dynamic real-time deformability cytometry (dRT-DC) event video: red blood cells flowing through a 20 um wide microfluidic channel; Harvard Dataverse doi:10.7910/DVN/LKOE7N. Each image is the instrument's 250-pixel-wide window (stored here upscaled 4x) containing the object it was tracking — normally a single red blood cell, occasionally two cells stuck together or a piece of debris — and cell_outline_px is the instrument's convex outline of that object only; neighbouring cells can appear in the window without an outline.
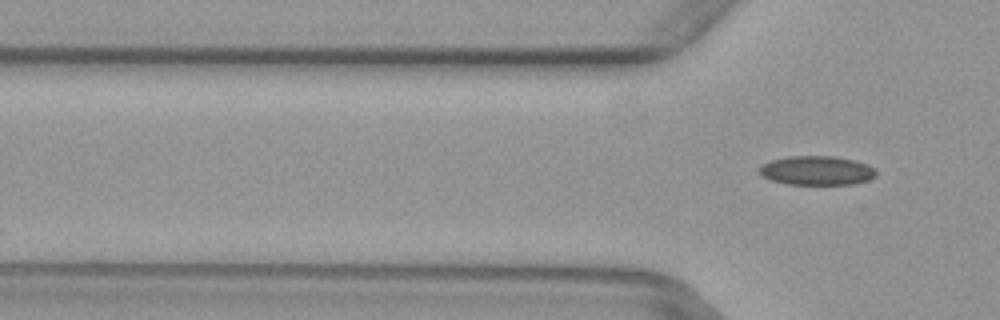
{"species": "common noctule bat (a hibernating species)", "species_latin": "Nyctalus noctula", "temperature_condition": "warm", "stored_images_in_passage": 4, "camera_frame_rate_fps": 3000, "um_per_image_px": 0.085, "animal": {"sex": "female", "body_mass_g": 29.2, "forearm_length_mm": 56.3}, "frame": {"image": 1, "passage_image": 4, "time_ms": 1.0, "image_size_px": [1000, 320], "cell_outline_px": [[876, 176], [868, 180], [852, 184], [788, 184], [772, 180], [764, 176], [760, 172], [760, 168], [764, 164], [772, 160], [788, 156], [836, 156], [856, 160], [868, 164], [876, 168]], "centroid_in_image_um": [69.5, 14.48], "position_along_channel_um": 56.3, "area_um2": 19.77}}